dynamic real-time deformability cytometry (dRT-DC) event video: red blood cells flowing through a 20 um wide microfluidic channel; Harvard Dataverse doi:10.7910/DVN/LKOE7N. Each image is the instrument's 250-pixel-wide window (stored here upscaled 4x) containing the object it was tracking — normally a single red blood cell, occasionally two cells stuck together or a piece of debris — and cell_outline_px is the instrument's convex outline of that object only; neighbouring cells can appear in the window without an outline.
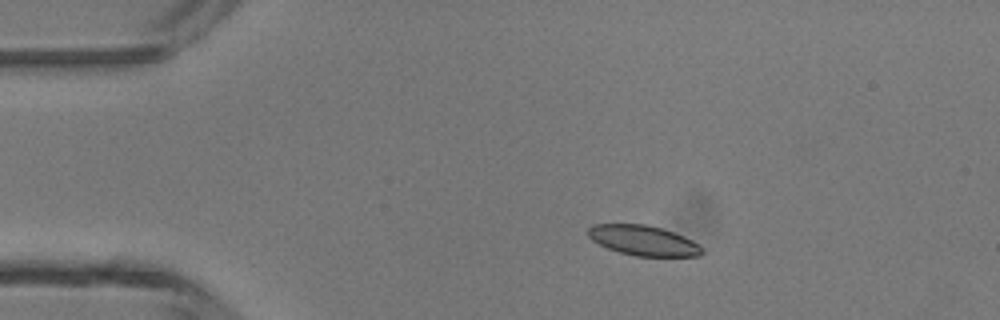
{"species": "common noctule bat (a hibernating species)", "species_latin": "Nyctalus noctula", "temperature_condition": "room temperature", "stored_images_in_passage": 5, "camera_frame_rate_fps": 3000, "um_per_image_px": 0.085, "animal": {"sex": "male", "body_mass_g": 13.3}, "frame": {"image": 1, "passage_image": 3, "time_ms": 2.333, "image_size_px": [1000, 320], "cell_outline_px": [[704, 252], [700, 256], [636, 256], [620, 252], [608, 248], [592, 240], [588, 236], [588, 228], [592, 224], [644, 224], [660, 228], [684, 236], [692, 240], [704, 248]], "centroid_in_image_um": [54.7, 20.44], "position_along_channel_um": 30.3, "area_um2": 19.88}}
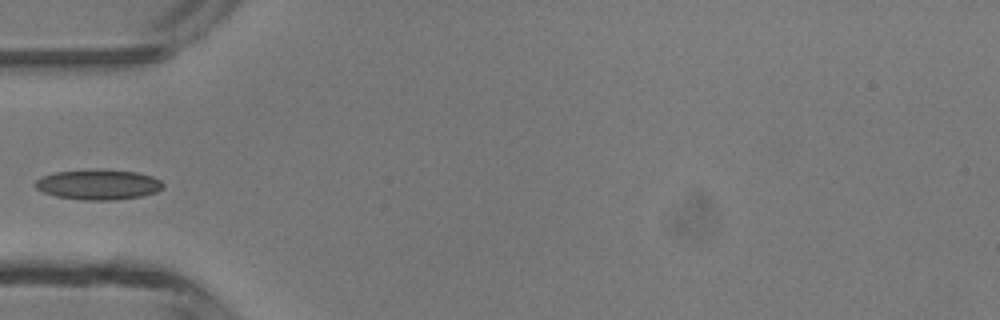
{"frame": {"image": 2, "passage_image": 5, "time_ms": 4.667, "image_size_px": [1000, 320], "cell_outline_px": [[164, 188], [156, 192], [140, 196], [112, 200], [80, 200], [56, 196], [44, 192], [36, 188], [32, 184], [36, 180], [44, 176], [56, 172], [96, 168], [100, 168], [136, 172], [152, 176], [160, 180], [164, 184]], "centroid_in_image_um": [8.36, 15.67], "position_along_channel_um": 76.6, "area_um2": 22.72}}